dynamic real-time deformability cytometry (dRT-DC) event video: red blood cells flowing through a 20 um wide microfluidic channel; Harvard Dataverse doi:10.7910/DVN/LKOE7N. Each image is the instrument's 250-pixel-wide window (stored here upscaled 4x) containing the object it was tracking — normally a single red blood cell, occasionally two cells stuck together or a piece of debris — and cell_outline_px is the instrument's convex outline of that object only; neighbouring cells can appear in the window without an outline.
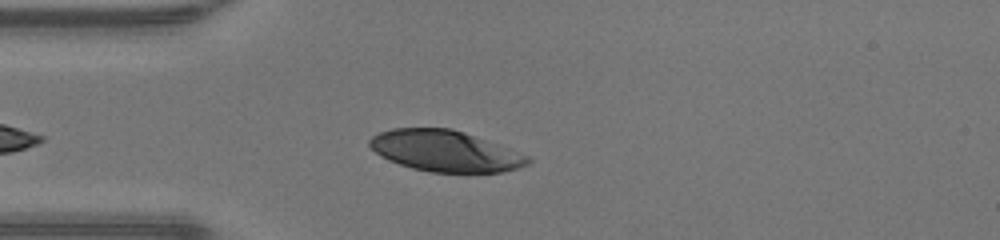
{"species": "human", "species_latin": "Homo sapiens", "temperature_condition": "warm", "stored_images_in_passage": 35, "camera_frame_rate_fps": 3000, "um_per_image_px": 0.085, "donor": {"sex": "male"}, "frame": {"image": 1, "passage_image": 6, "time_ms": 1.667, "image_size_px": [1000, 240], "cell_outline_px": [[532, 160], [528, 164], [504, 172], [428, 172], [412, 168], [388, 160], [380, 156], [368, 144], [368, 140], [372, 136], [380, 132], [392, 128], [452, 128], [464, 132], [508, 148], [528, 156]], "centroid_in_image_um": [37.81, 12.83], "position_along_channel_um": 47.2, "area_um2": 37.69}}
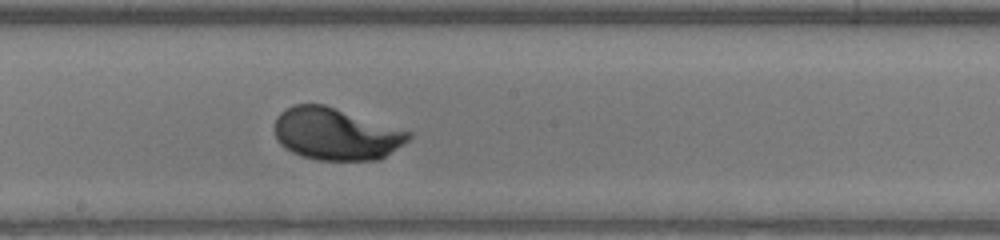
{"frame": {"image": 2, "passage_image": 19, "time_ms": 6.0, "image_size_px": [1000, 240], "cell_outline_px": [[412, 136], [408, 140], [380, 160], [316, 160], [300, 156], [284, 148], [276, 140], [272, 128], [276, 116], [280, 112], [292, 104], [324, 104], [412, 132]], "centroid_in_image_um": [28.49, 11.39], "position_along_channel_um": 219.7, "area_um2": 41.1}}
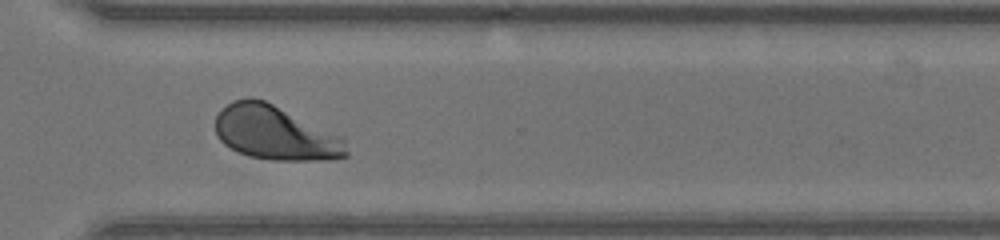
{"frame": {"image": 3, "passage_image": 28, "time_ms": 9.0, "image_size_px": [1000, 240], "cell_outline_px": [[348, 156], [332, 160], [272, 160], [248, 156], [224, 144], [216, 136], [216, 116], [220, 108], [232, 100], [248, 96], [252, 96], [264, 100], [344, 136], [348, 152]], "centroid_in_image_um": [23.42, 11.29], "position_along_channel_um": 347.2, "area_um2": 41.91}, "authors_computed_cell_mechanics": {"area_um2": 40.749, "velocity_mm_per_s": 4.2632, "shape_relaxation_time_tau1_ms": 1.7352, "shape_relaxation_time_tau2_ms": null, "deformation_change_tau1": 0.1612, "deformation_change_tau2": null}}